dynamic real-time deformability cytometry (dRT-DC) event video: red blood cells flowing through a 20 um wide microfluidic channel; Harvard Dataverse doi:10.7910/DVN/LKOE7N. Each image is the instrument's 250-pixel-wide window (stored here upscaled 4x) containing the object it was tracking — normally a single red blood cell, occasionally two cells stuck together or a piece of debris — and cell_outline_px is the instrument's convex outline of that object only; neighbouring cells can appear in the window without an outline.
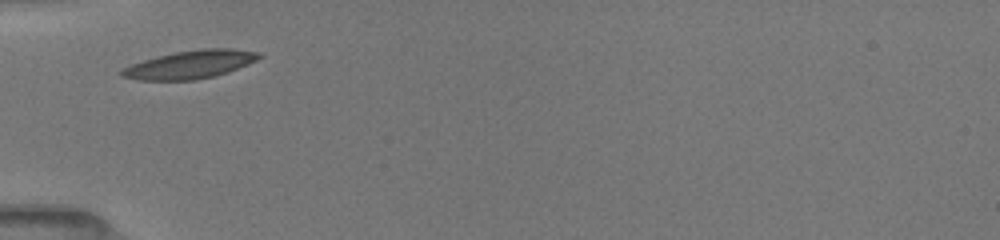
{"species": "common noctule bat (a hibernating species)", "species_latin": "Nyctalus noctula", "temperature_condition": "room temperature", "stored_images_in_passage": 34, "camera_frame_rate_fps": 3000, "um_per_image_px": 0.085, "animal": {"sex": "female", "body_mass_g": 19.5, "forearm_length_mm": 54.1}, "frame": {"image": 1, "passage_image": 1, "time_ms": 0.0, "image_size_px": [1000, 240], "cell_outline_px": [[264, 56], [248, 64], [228, 72], [212, 76], [192, 80], [140, 80], [120, 76], [116, 72], [120, 68], [144, 60], [176, 52], [204, 48], [232, 48], [260, 52]], "centroid_in_image_um": [16.15, 5.48], "position_along_channel_um": 68.8, "area_um2": 22.48}}
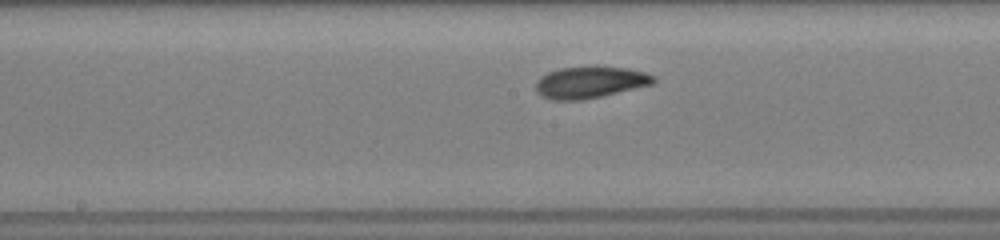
{"frame": {"image": 2, "passage_image": 15, "time_ms": 3.333, "image_size_px": [1000, 240], "cell_outline_px": [[656, 80], [652, 84], [584, 100], [552, 100], [536, 92], [536, 80], [540, 76], [548, 72], [560, 68], [596, 64], [624, 68], [644, 72], [656, 76]], "centroid_in_image_um": [50.14, 6.96], "position_along_channel_um": 198.1, "area_um2": 22.14}}
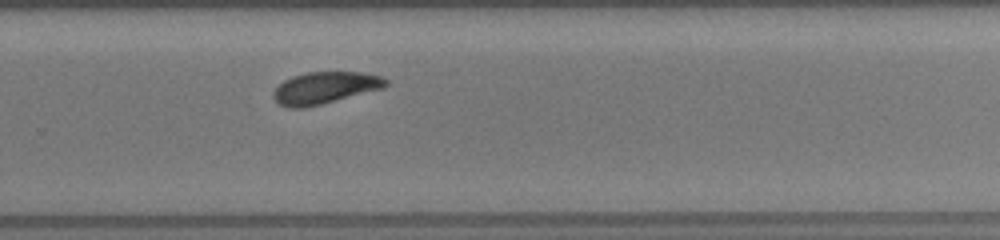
{"frame": {"image": 3, "passage_image": 27, "time_ms": 6.0, "image_size_px": [1000, 240], "cell_outline_px": [[388, 84], [384, 88], [304, 108], [288, 108], [280, 104], [272, 96], [272, 92], [284, 80], [292, 76], [308, 72], [364, 72], [380, 76], [388, 80]], "centroid_in_image_um": [27.62, 7.46], "position_along_channel_um": 302.2, "area_um2": 20.81}}